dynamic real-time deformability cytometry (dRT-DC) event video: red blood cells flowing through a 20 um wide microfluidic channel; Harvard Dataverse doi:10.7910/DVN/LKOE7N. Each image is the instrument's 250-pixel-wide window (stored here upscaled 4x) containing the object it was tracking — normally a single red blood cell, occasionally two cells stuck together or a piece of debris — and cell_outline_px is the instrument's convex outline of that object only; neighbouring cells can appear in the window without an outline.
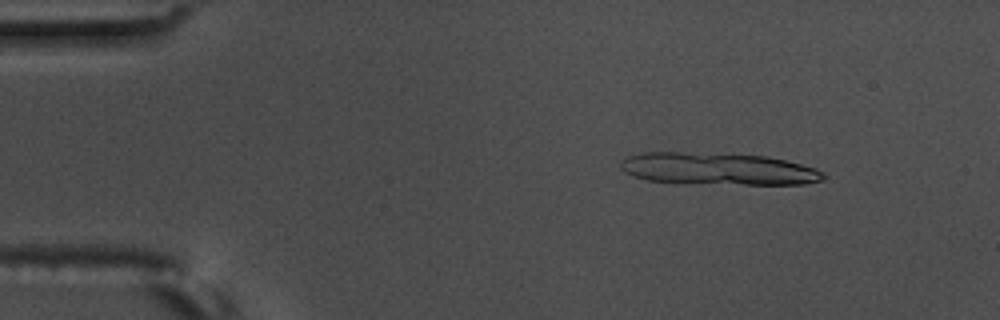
{"species": "common noctule bat (a hibernating species)", "species_latin": "Nyctalus noctula", "temperature_condition": "warm", "stored_images_in_passage": 12, "camera_frame_rate_fps": 3000, "um_per_image_px": 0.085, "animal": {"sex": "male", "body_mass_g": 17.5, "forearm_length_mm": 52.3}, "frame": {"image": 1, "passage_image": 6, "time_ms": 1.667, "image_size_px": [1000, 320], "cell_outline_px": [[824, 180], [804, 184], [744, 184], [648, 180], [632, 176], [624, 172], [620, 168], [620, 160], [628, 156], [640, 152], [680, 152], [768, 156], [816, 168], [824, 172]], "centroid_in_image_um": [61.03, 14.34], "position_along_channel_um": 24.0, "area_um2": 37.51}}